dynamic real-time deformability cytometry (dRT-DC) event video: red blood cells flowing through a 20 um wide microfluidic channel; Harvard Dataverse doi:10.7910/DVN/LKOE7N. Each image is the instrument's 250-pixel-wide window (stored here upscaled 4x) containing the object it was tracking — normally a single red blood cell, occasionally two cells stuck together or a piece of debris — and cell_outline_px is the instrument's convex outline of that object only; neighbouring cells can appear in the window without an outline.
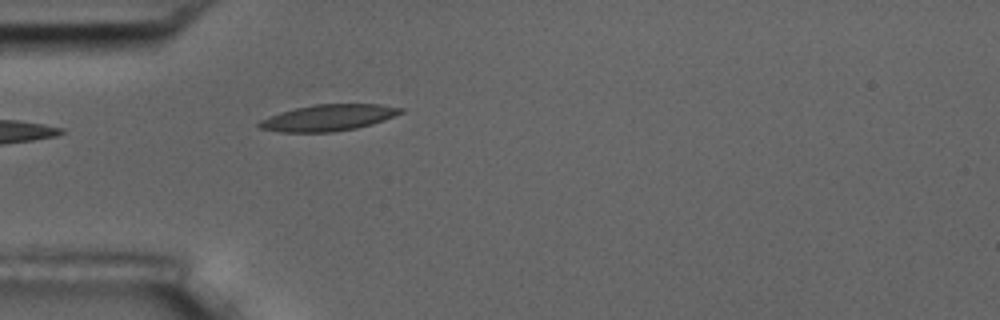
{"species": "common noctule bat (a hibernating species)", "species_latin": "Nyctalus noctula", "temperature_condition": "room temperature", "stored_images_in_passage": 5, "camera_frame_rate_fps": 3000, "um_per_image_px": 0.085, "animal": {"sex": "male", "body_mass_g": 17.5, "forearm_length_mm": 52.3}, "frame": {"image": 1, "passage_image": 1, "time_ms": 0.0, "image_size_px": [1000, 320], "cell_outline_px": [[404, 112], [384, 120], [372, 124], [356, 128], [332, 132], [280, 132], [256, 128], [256, 124], [260, 120], [268, 116], [280, 112], [312, 104], [380, 104], [404, 108]], "centroid_in_image_um": [27.87, 10.0], "position_along_channel_um": 57.1, "area_um2": 21.91}}